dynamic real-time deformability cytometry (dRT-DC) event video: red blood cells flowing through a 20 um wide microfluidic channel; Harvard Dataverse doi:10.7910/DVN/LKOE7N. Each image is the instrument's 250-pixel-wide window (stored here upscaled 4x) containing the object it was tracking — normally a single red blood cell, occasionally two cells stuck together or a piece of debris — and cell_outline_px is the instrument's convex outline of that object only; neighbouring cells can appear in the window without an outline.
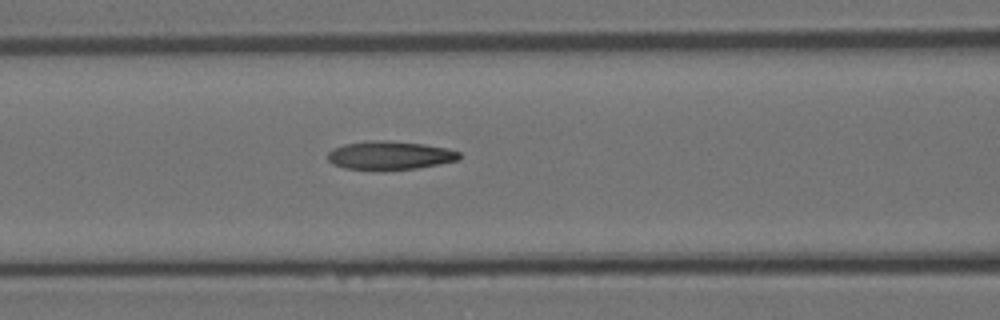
{"species": "Egyptian fruit bat (a non-hibernating species)", "species_latin": "Rousettus aegyptiacus", "temperature_condition": "room temperature", "stored_images_in_passage": 6, "camera_frame_rate_fps": 3000, "um_per_image_px": 0.085, "animal": {"sex": "female"}, "frame": {"image": 1, "passage_image": 6, "time_ms": 1.667, "image_size_px": [1000, 320], "cell_outline_px": [[460, 160], [440, 164], [416, 168], [384, 172], [344, 168], [332, 164], [328, 160], [328, 152], [332, 148], [344, 144], [368, 140], [384, 140], [424, 144], [448, 148], [460, 152]], "centroid_in_image_um": [33.12, 13.23], "position_along_channel_um": 133.5, "area_um2": 22.54}}